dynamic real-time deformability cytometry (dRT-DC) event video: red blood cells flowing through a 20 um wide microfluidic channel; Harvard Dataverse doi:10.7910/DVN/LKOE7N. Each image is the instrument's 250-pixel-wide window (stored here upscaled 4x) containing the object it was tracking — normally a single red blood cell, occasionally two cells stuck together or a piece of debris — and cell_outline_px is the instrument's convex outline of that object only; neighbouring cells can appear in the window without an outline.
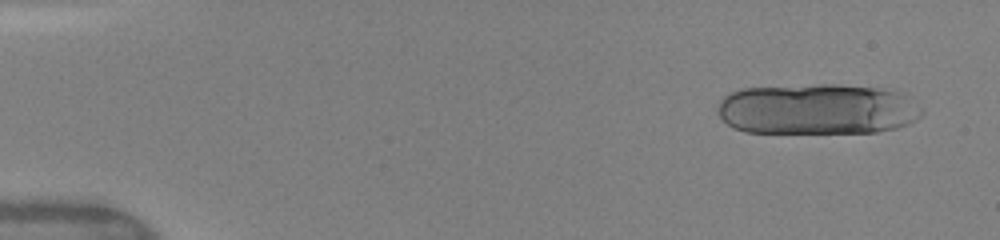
{"species": "human", "species_latin": "Homo sapiens", "temperature_condition": "warm", "stored_images_in_passage": 18, "segment_of_instrument_passage": [1, 2], "camera_frame_rate_fps": 3000, "um_per_image_px": 0.085, "donor": {"sex": "female"}, "frame": {"image": 1, "passage_image": 2, "time_ms": 0.333, "image_size_px": [1000, 240], "cell_outline_px": [[924, 112], [916, 120], [908, 124], [896, 128], [876, 132], [744, 132], [732, 128], [720, 116], [720, 100], [728, 92], [740, 88], [820, 84], [840, 84], [876, 88], [908, 96]], "centroid_in_image_um": [69.44, 9.27], "position_along_channel_um": 15.6, "area_um2": 60.34}}